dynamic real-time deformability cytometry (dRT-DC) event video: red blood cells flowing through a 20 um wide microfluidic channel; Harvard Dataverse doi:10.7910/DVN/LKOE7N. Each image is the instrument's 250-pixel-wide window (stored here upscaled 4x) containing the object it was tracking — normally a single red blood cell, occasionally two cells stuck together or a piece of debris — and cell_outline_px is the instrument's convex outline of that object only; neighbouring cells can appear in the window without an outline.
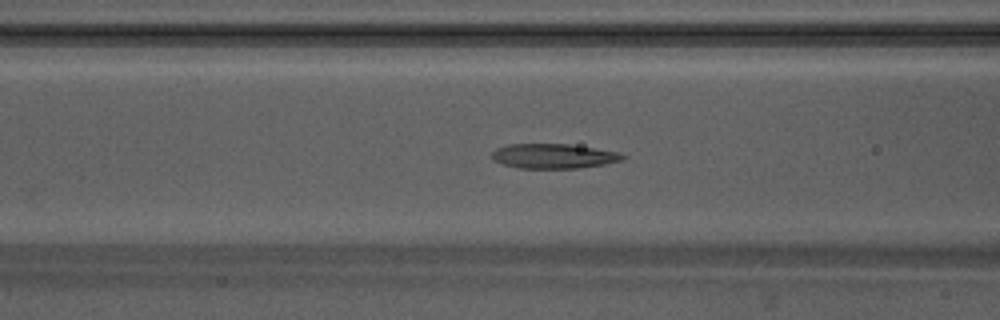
{"species": "Egyptian fruit bat (a non-hibernating species)", "species_latin": "Rousettus aegyptiacus", "temperature_condition": "warm", "stored_images_in_passage": 36, "camera_frame_rate_fps": 3000, "um_per_image_px": 0.085, "animal": {"sex": "male"}, "frame": {"image": 1, "passage_image": 11, "time_ms": 3.333, "image_size_px": [1000, 320], "cell_outline_px": [[628, 156], [624, 160], [604, 164], [580, 168], [516, 168], [492, 160], [492, 152], [496, 148], [508, 144], [568, 144], [620, 152]], "centroid_in_image_um": [47.07, 13.27], "position_along_channel_um": 119.5, "area_um2": 18.96}}
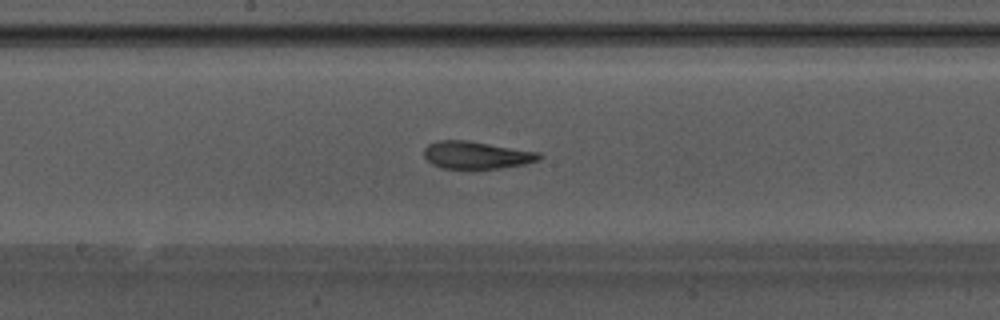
{"frame": {"image": 2, "passage_image": 18, "time_ms": 5.667, "image_size_px": [1000, 320], "cell_outline_px": [[544, 156], [540, 160], [524, 164], [472, 172], [440, 168], [432, 164], [424, 156], [424, 148], [428, 144], [436, 140], [468, 140], [540, 152]], "centroid_in_image_um": [40.48, 13.22], "position_along_channel_um": 207.7, "area_um2": 19.36}}
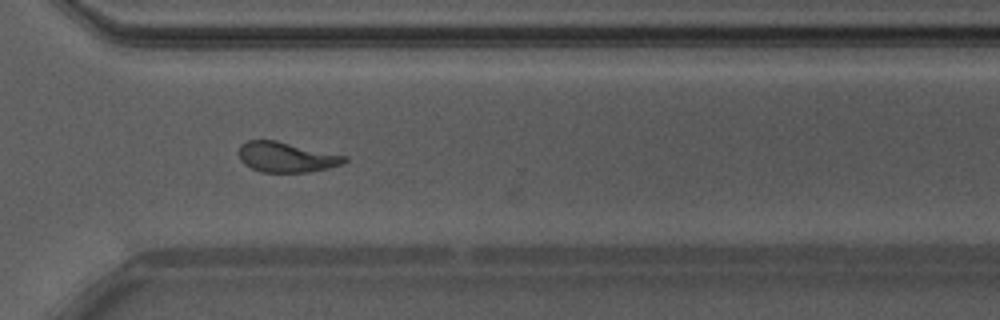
{"frame": {"image": 3, "passage_image": 29, "time_ms": 9.333, "image_size_px": [1000, 320], "cell_outline_px": [[348, 160], [344, 164], [328, 168], [308, 172], [260, 172], [244, 164], [240, 160], [240, 144], [248, 140], [276, 140], [348, 156]], "centroid_in_image_um": [24.37, 13.35], "position_along_channel_um": 346.2, "area_um2": 18.67}, "authors_computed_cell_mechanics": {"area_um2": 18.8428, "velocity_mm_per_s": 3.7885, "shape_relaxation_time_tau1_ms": 7.2122, "shape_relaxation_time_tau2_ms": 1.8074, "deformation_change_tau1": 0.2163, "deformation_change_tau2": 0.099}}